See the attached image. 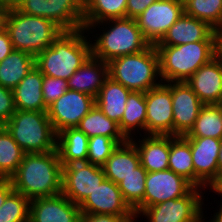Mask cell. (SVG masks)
<instances>
[{
	"instance_id": "cell-28",
	"label": "cell",
	"mask_w": 222,
	"mask_h": 222,
	"mask_svg": "<svg viewBox=\"0 0 222 222\" xmlns=\"http://www.w3.org/2000/svg\"><path fill=\"white\" fill-rule=\"evenodd\" d=\"M77 128L89 138L102 135L114 139L118 144H122L128 140L121 132L119 124L104 115L96 104L82 118Z\"/></svg>"
},
{
	"instance_id": "cell-22",
	"label": "cell",
	"mask_w": 222,
	"mask_h": 222,
	"mask_svg": "<svg viewBox=\"0 0 222 222\" xmlns=\"http://www.w3.org/2000/svg\"><path fill=\"white\" fill-rule=\"evenodd\" d=\"M42 85L43 74L35 66L13 89L16 110L47 112Z\"/></svg>"
},
{
	"instance_id": "cell-5",
	"label": "cell",
	"mask_w": 222,
	"mask_h": 222,
	"mask_svg": "<svg viewBox=\"0 0 222 222\" xmlns=\"http://www.w3.org/2000/svg\"><path fill=\"white\" fill-rule=\"evenodd\" d=\"M103 23L111 25L108 24L110 27L105 28L107 31L102 30L103 34L98 38L96 36L97 40L91 42V51L94 57L106 63L123 55L140 53L151 45L140 31L136 20L128 17L90 24L86 31L89 32L93 27L99 24L101 26Z\"/></svg>"
},
{
	"instance_id": "cell-42",
	"label": "cell",
	"mask_w": 222,
	"mask_h": 222,
	"mask_svg": "<svg viewBox=\"0 0 222 222\" xmlns=\"http://www.w3.org/2000/svg\"><path fill=\"white\" fill-rule=\"evenodd\" d=\"M155 1L157 0H127L126 17L136 19Z\"/></svg>"
},
{
	"instance_id": "cell-23",
	"label": "cell",
	"mask_w": 222,
	"mask_h": 222,
	"mask_svg": "<svg viewBox=\"0 0 222 222\" xmlns=\"http://www.w3.org/2000/svg\"><path fill=\"white\" fill-rule=\"evenodd\" d=\"M138 150L131 140L119 144L102 166L106 179L118 184L125 177L134 173L140 165Z\"/></svg>"
},
{
	"instance_id": "cell-30",
	"label": "cell",
	"mask_w": 222,
	"mask_h": 222,
	"mask_svg": "<svg viewBox=\"0 0 222 222\" xmlns=\"http://www.w3.org/2000/svg\"><path fill=\"white\" fill-rule=\"evenodd\" d=\"M119 128L128 140L133 138L131 136L133 132L139 131L138 128L145 131L146 135V102L144 92L132 91L129 94Z\"/></svg>"
},
{
	"instance_id": "cell-2",
	"label": "cell",
	"mask_w": 222,
	"mask_h": 222,
	"mask_svg": "<svg viewBox=\"0 0 222 222\" xmlns=\"http://www.w3.org/2000/svg\"><path fill=\"white\" fill-rule=\"evenodd\" d=\"M86 29L62 31L53 43L35 57L43 75L68 80L92 54ZM86 35V36H85Z\"/></svg>"
},
{
	"instance_id": "cell-8",
	"label": "cell",
	"mask_w": 222,
	"mask_h": 222,
	"mask_svg": "<svg viewBox=\"0 0 222 222\" xmlns=\"http://www.w3.org/2000/svg\"><path fill=\"white\" fill-rule=\"evenodd\" d=\"M201 188L193 187L186 195L145 208L148 222H204ZM202 193V194H201Z\"/></svg>"
},
{
	"instance_id": "cell-36",
	"label": "cell",
	"mask_w": 222,
	"mask_h": 222,
	"mask_svg": "<svg viewBox=\"0 0 222 222\" xmlns=\"http://www.w3.org/2000/svg\"><path fill=\"white\" fill-rule=\"evenodd\" d=\"M30 200L13 191L0 208V222H29Z\"/></svg>"
},
{
	"instance_id": "cell-41",
	"label": "cell",
	"mask_w": 222,
	"mask_h": 222,
	"mask_svg": "<svg viewBox=\"0 0 222 222\" xmlns=\"http://www.w3.org/2000/svg\"><path fill=\"white\" fill-rule=\"evenodd\" d=\"M136 216H114L106 214H81L79 222H134Z\"/></svg>"
},
{
	"instance_id": "cell-14",
	"label": "cell",
	"mask_w": 222,
	"mask_h": 222,
	"mask_svg": "<svg viewBox=\"0 0 222 222\" xmlns=\"http://www.w3.org/2000/svg\"><path fill=\"white\" fill-rule=\"evenodd\" d=\"M194 165V187L205 189L218 174V154L222 139L186 137Z\"/></svg>"
},
{
	"instance_id": "cell-13",
	"label": "cell",
	"mask_w": 222,
	"mask_h": 222,
	"mask_svg": "<svg viewBox=\"0 0 222 222\" xmlns=\"http://www.w3.org/2000/svg\"><path fill=\"white\" fill-rule=\"evenodd\" d=\"M146 135L173 136L171 82H163L145 93Z\"/></svg>"
},
{
	"instance_id": "cell-48",
	"label": "cell",
	"mask_w": 222,
	"mask_h": 222,
	"mask_svg": "<svg viewBox=\"0 0 222 222\" xmlns=\"http://www.w3.org/2000/svg\"><path fill=\"white\" fill-rule=\"evenodd\" d=\"M221 203L222 202H220L219 211L215 213L216 215H214L213 219H211V221L209 222H222V204Z\"/></svg>"
},
{
	"instance_id": "cell-39",
	"label": "cell",
	"mask_w": 222,
	"mask_h": 222,
	"mask_svg": "<svg viewBox=\"0 0 222 222\" xmlns=\"http://www.w3.org/2000/svg\"><path fill=\"white\" fill-rule=\"evenodd\" d=\"M15 111L13 90L0 85V126H3Z\"/></svg>"
},
{
	"instance_id": "cell-27",
	"label": "cell",
	"mask_w": 222,
	"mask_h": 222,
	"mask_svg": "<svg viewBox=\"0 0 222 222\" xmlns=\"http://www.w3.org/2000/svg\"><path fill=\"white\" fill-rule=\"evenodd\" d=\"M35 67V57L30 53L15 50L0 62V85L14 89Z\"/></svg>"
},
{
	"instance_id": "cell-16",
	"label": "cell",
	"mask_w": 222,
	"mask_h": 222,
	"mask_svg": "<svg viewBox=\"0 0 222 222\" xmlns=\"http://www.w3.org/2000/svg\"><path fill=\"white\" fill-rule=\"evenodd\" d=\"M79 207L82 214L135 216L134 211L124 201L118 185L106 178Z\"/></svg>"
},
{
	"instance_id": "cell-43",
	"label": "cell",
	"mask_w": 222,
	"mask_h": 222,
	"mask_svg": "<svg viewBox=\"0 0 222 222\" xmlns=\"http://www.w3.org/2000/svg\"><path fill=\"white\" fill-rule=\"evenodd\" d=\"M13 51L9 33L0 22V62Z\"/></svg>"
},
{
	"instance_id": "cell-6",
	"label": "cell",
	"mask_w": 222,
	"mask_h": 222,
	"mask_svg": "<svg viewBox=\"0 0 222 222\" xmlns=\"http://www.w3.org/2000/svg\"><path fill=\"white\" fill-rule=\"evenodd\" d=\"M108 75L135 92H144L160 85L159 55L155 45L137 54L123 55L108 62Z\"/></svg>"
},
{
	"instance_id": "cell-21",
	"label": "cell",
	"mask_w": 222,
	"mask_h": 222,
	"mask_svg": "<svg viewBox=\"0 0 222 222\" xmlns=\"http://www.w3.org/2000/svg\"><path fill=\"white\" fill-rule=\"evenodd\" d=\"M133 139L130 140L136 146L140 163L147 172L168 169L170 135H145L143 139H139V145Z\"/></svg>"
},
{
	"instance_id": "cell-40",
	"label": "cell",
	"mask_w": 222,
	"mask_h": 222,
	"mask_svg": "<svg viewBox=\"0 0 222 222\" xmlns=\"http://www.w3.org/2000/svg\"><path fill=\"white\" fill-rule=\"evenodd\" d=\"M16 8L25 14L47 19V0H21Z\"/></svg>"
},
{
	"instance_id": "cell-3",
	"label": "cell",
	"mask_w": 222,
	"mask_h": 222,
	"mask_svg": "<svg viewBox=\"0 0 222 222\" xmlns=\"http://www.w3.org/2000/svg\"><path fill=\"white\" fill-rule=\"evenodd\" d=\"M0 22L9 33L13 49L34 57L49 47L62 32L52 21L25 14L16 7L0 10Z\"/></svg>"
},
{
	"instance_id": "cell-11",
	"label": "cell",
	"mask_w": 222,
	"mask_h": 222,
	"mask_svg": "<svg viewBox=\"0 0 222 222\" xmlns=\"http://www.w3.org/2000/svg\"><path fill=\"white\" fill-rule=\"evenodd\" d=\"M101 166L74 162L62 167V194L80 205L105 179Z\"/></svg>"
},
{
	"instance_id": "cell-32",
	"label": "cell",
	"mask_w": 222,
	"mask_h": 222,
	"mask_svg": "<svg viewBox=\"0 0 222 222\" xmlns=\"http://www.w3.org/2000/svg\"><path fill=\"white\" fill-rule=\"evenodd\" d=\"M185 137L222 139V104L203 105L193 128Z\"/></svg>"
},
{
	"instance_id": "cell-37",
	"label": "cell",
	"mask_w": 222,
	"mask_h": 222,
	"mask_svg": "<svg viewBox=\"0 0 222 222\" xmlns=\"http://www.w3.org/2000/svg\"><path fill=\"white\" fill-rule=\"evenodd\" d=\"M119 144L112 138L96 135L88 140V154L86 162L103 166Z\"/></svg>"
},
{
	"instance_id": "cell-1",
	"label": "cell",
	"mask_w": 222,
	"mask_h": 222,
	"mask_svg": "<svg viewBox=\"0 0 222 222\" xmlns=\"http://www.w3.org/2000/svg\"><path fill=\"white\" fill-rule=\"evenodd\" d=\"M62 164L56 150L25 153L16 172L10 177L14 191L30 201L62 193Z\"/></svg>"
},
{
	"instance_id": "cell-35",
	"label": "cell",
	"mask_w": 222,
	"mask_h": 222,
	"mask_svg": "<svg viewBox=\"0 0 222 222\" xmlns=\"http://www.w3.org/2000/svg\"><path fill=\"white\" fill-rule=\"evenodd\" d=\"M146 169L140 164L134 173L125 177L117 185L121 191L124 201L134 210L144 199Z\"/></svg>"
},
{
	"instance_id": "cell-18",
	"label": "cell",
	"mask_w": 222,
	"mask_h": 222,
	"mask_svg": "<svg viewBox=\"0 0 222 222\" xmlns=\"http://www.w3.org/2000/svg\"><path fill=\"white\" fill-rule=\"evenodd\" d=\"M204 105L222 104V61L216 55L186 81Z\"/></svg>"
},
{
	"instance_id": "cell-31",
	"label": "cell",
	"mask_w": 222,
	"mask_h": 222,
	"mask_svg": "<svg viewBox=\"0 0 222 222\" xmlns=\"http://www.w3.org/2000/svg\"><path fill=\"white\" fill-rule=\"evenodd\" d=\"M168 169L183 176L194 186V165L191 147L185 136L170 135Z\"/></svg>"
},
{
	"instance_id": "cell-24",
	"label": "cell",
	"mask_w": 222,
	"mask_h": 222,
	"mask_svg": "<svg viewBox=\"0 0 222 222\" xmlns=\"http://www.w3.org/2000/svg\"><path fill=\"white\" fill-rule=\"evenodd\" d=\"M131 92V90L108 76L95 98V104L104 115L119 124L126 107L127 98Z\"/></svg>"
},
{
	"instance_id": "cell-12",
	"label": "cell",
	"mask_w": 222,
	"mask_h": 222,
	"mask_svg": "<svg viewBox=\"0 0 222 222\" xmlns=\"http://www.w3.org/2000/svg\"><path fill=\"white\" fill-rule=\"evenodd\" d=\"M95 106V98L89 94L68 89L47 109V115L56 134L67 128H75Z\"/></svg>"
},
{
	"instance_id": "cell-33",
	"label": "cell",
	"mask_w": 222,
	"mask_h": 222,
	"mask_svg": "<svg viewBox=\"0 0 222 222\" xmlns=\"http://www.w3.org/2000/svg\"><path fill=\"white\" fill-rule=\"evenodd\" d=\"M24 154L9 132L0 126V179H10L22 162Z\"/></svg>"
},
{
	"instance_id": "cell-9",
	"label": "cell",
	"mask_w": 222,
	"mask_h": 222,
	"mask_svg": "<svg viewBox=\"0 0 222 222\" xmlns=\"http://www.w3.org/2000/svg\"><path fill=\"white\" fill-rule=\"evenodd\" d=\"M183 13V0H157L135 20L146 40L156 45Z\"/></svg>"
},
{
	"instance_id": "cell-49",
	"label": "cell",
	"mask_w": 222,
	"mask_h": 222,
	"mask_svg": "<svg viewBox=\"0 0 222 222\" xmlns=\"http://www.w3.org/2000/svg\"><path fill=\"white\" fill-rule=\"evenodd\" d=\"M218 171L222 172V140H221V146L218 154Z\"/></svg>"
},
{
	"instance_id": "cell-44",
	"label": "cell",
	"mask_w": 222,
	"mask_h": 222,
	"mask_svg": "<svg viewBox=\"0 0 222 222\" xmlns=\"http://www.w3.org/2000/svg\"><path fill=\"white\" fill-rule=\"evenodd\" d=\"M13 191L10 179H0V208Z\"/></svg>"
},
{
	"instance_id": "cell-7",
	"label": "cell",
	"mask_w": 222,
	"mask_h": 222,
	"mask_svg": "<svg viewBox=\"0 0 222 222\" xmlns=\"http://www.w3.org/2000/svg\"><path fill=\"white\" fill-rule=\"evenodd\" d=\"M3 127L25 153L56 150L57 134L47 112L16 110Z\"/></svg>"
},
{
	"instance_id": "cell-34",
	"label": "cell",
	"mask_w": 222,
	"mask_h": 222,
	"mask_svg": "<svg viewBox=\"0 0 222 222\" xmlns=\"http://www.w3.org/2000/svg\"><path fill=\"white\" fill-rule=\"evenodd\" d=\"M184 13L222 30V0H183Z\"/></svg>"
},
{
	"instance_id": "cell-45",
	"label": "cell",
	"mask_w": 222,
	"mask_h": 222,
	"mask_svg": "<svg viewBox=\"0 0 222 222\" xmlns=\"http://www.w3.org/2000/svg\"><path fill=\"white\" fill-rule=\"evenodd\" d=\"M214 193L220 194L222 196V172H218L216 178L208 185Z\"/></svg>"
},
{
	"instance_id": "cell-17",
	"label": "cell",
	"mask_w": 222,
	"mask_h": 222,
	"mask_svg": "<svg viewBox=\"0 0 222 222\" xmlns=\"http://www.w3.org/2000/svg\"><path fill=\"white\" fill-rule=\"evenodd\" d=\"M79 205L62 193L30 201L29 222H79Z\"/></svg>"
},
{
	"instance_id": "cell-38",
	"label": "cell",
	"mask_w": 222,
	"mask_h": 222,
	"mask_svg": "<svg viewBox=\"0 0 222 222\" xmlns=\"http://www.w3.org/2000/svg\"><path fill=\"white\" fill-rule=\"evenodd\" d=\"M67 90V80L43 75L42 93L43 101L47 108Z\"/></svg>"
},
{
	"instance_id": "cell-29",
	"label": "cell",
	"mask_w": 222,
	"mask_h": 222,
	"mask_svg": "<svg viewBox=\"0 0 222 222\" xmlns=\"http://www.w3.org/2000/svg\"><path fill=\"white\" fill-rule=\"evenodd\" d=\"M127 0H83V28L126 17Z\"/></svg>"
},
{
	"instance_id": "cell-26",
	"label": "cell",
	"mask_w": 222,
	"mask_h": 222,
	"mask_svg": "<svg viewBox=\"0 0 222 222\" xmlns=\"http://www.w3.org/2000/svg\"><path fill=\"white\" fill-rule=\"evenodd\" d=\"M89 137L77 127L67 128L57 134L56 149L62 166L86 162Z\"/></svg>"
},
{
	"instance_id": "cell-47",
	"label": "cell",
	"mask_w": 222,
	"mask_h": 222,
	"mask_svg": "<svg viewBox=\"0 0 222 222\" xmlns=\"http://www.w3.org/2000/svg\"><path fill=\"white\" fill-rule=\"evenodd\" d=\"M216 55L222 61V30L217 31V48H216Z\"/></svg>"
},
{
	"instance_id": "cell-4",
	"label": "cell",
	"mask_w": 222,
	"mask_h": 222,
	"mask_svg": "<svg viewBox=\"0 0 222 222\" xmlns=\"http://www.w3.org/2000/svg\"><path fill=\"white\" fill-rule=\"evenodd\" d=\"M155 47L159 55L162 82H182L216 56L217 40Z\"/></svg>"
},
{
	"instance_id": "cell-19",
	"label": "cell",
	"mask_w": 222,
	"mask_h": 222,
	"mask_svg": "<svg viewBox=\"0 0 222 222\" xmlns=\"http://www.w3.org/2000/svg\"><path fill=\"white\" fill-rule=\"evenodd\" d=\"M203 40H217V31L207 22L183 13L155 46H179Z\"/></svg>"
},
{
	"instance_id": "cell-46",
	"label": "cell",
	"mask_w": 222,
	"mask_h": 222,
	"mask_svg": "<svg viewBox=\"0 0 222 222\" xmlns=\"http://www.w3.org/2000/svg\"><path fill=\"white\" fill-rule=\"evenodd\" d=\"M21 0H0V10L16 7Z\"/></svg>"
},
{
	"instance_id": "cell-15",
	"label": "cell",
	"mask_w": 222,
	"mask_h": 222,
	"mask_svg": "<svg viewBox=\"0 0 222 222\" xmlns=\"http://www.w3.org/2000/svg\"><path fill=\"white\" fill-rule=\"evenodd\" d=\"M171 96L173 136H185L193 128L204 104L186 81L171 82Z\"/></svg>"
},
{
	"instance_id": "cell-10",
	"label": "cell",
	"mask_w": 222,
	"mask_h": 222,
	"mask_svg": "<svg viewBox=\"0 0 222 222\" xmlns=\"http://www.w3.org/2000/svg\"><path fill=\"white\" fill-rule=\"evenodd\" d=\"M194 186L183 176L167 169L147 172L143 201L133 210L136 217L147 207L158 203L180 198Z\"/></svg>"
},
{
	"instance_id": "cell-20",
	"label": "cell",
	"mask_w": 222,
	"mask_h": 222,
	"mask_svg": "<svg viewBox=\"0 0 222 222\" xmlns=\"http://www.w3.org/2000/svg\"><path fill=\"white\" fill-rule=\"evenodd\" d=\"M108 76V63L91 54L67 80L68 89L96 98Z\"/></svg>"
},
{
	"instance_id": "cell-25",
	"label": "cell",
	"mask_w": 222,
	"mask_h": 222,
	"mask_svg": "<svg viewBox=\"0 0 222 222\" xmlns=\"http://www.w3.org/2000/svg\"><path fill=\"white\" fill-rule=\"evenodd\" d=\"M47 19L62 31L83 28V0H47Z\"/></svg>"
}]
</instances>
